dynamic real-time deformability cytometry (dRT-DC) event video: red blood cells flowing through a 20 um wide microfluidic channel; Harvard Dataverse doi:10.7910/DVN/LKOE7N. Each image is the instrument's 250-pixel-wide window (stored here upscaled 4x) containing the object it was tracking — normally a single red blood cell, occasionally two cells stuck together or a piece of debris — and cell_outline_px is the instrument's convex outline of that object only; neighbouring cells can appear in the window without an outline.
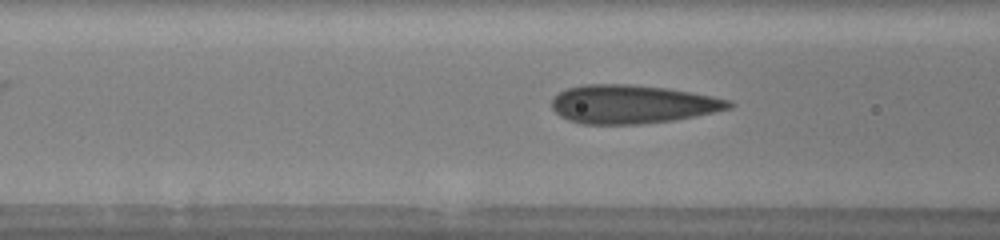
{"species": "human", "species_latin": "Homo sapiens", "temperature_condition": "warm", "stored_images_in_passage": 27, "camera_frame_rate_fps": 3000, "um_per_image_px": 0.085, "donor": {"sex": "male"}, "frame": {"image": 1, "passage_image": 18, "time_ms": 5.667, "image_size_px": [1000, 240], "cell_outline_px": [[736, 104], [732, 108], [696, 116], [676, 120], [640, 124], [580, 124], [568, 120], [560, 116], [552, 108], [552, 96], [568, 88], [584, 84], [632, 84], [668, 88], [712, 96], [732, 100]], "centroid_in_image_um": [53.77, 8.86], "position_along_channel_um": 112.8, "area_um2": 40.17}}